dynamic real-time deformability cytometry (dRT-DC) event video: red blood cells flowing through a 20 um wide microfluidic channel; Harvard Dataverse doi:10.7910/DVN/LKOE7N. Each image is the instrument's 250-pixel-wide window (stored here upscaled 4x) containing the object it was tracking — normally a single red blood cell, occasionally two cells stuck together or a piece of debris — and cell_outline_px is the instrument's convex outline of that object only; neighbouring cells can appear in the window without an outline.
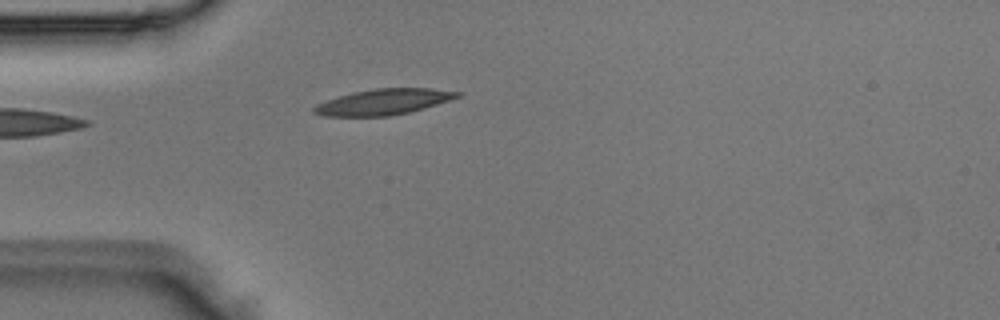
{"species": "Egyptian fruit bat (a non-hibernating species)", "species_latin": "Rousettus aegyptiacus", "temperature_condition": "room temperature", "stored_images_in_passage": 4, "camera_frame_rate_fps": 3000, "um_per_image_px": 0.085, "animal": {"sex": "male"}, "frame": {"image": 1, "passage_image": 4, "time_ms": 1.0, "image_size_px": [1000, 320], "cell_outline_px": [[464, 92], [460, 96], [424, 108], [408, 112], [388, 116], [324, 116], [312, 112], [312, 108], [316, 104], [352, 92], [376, 88], [432, 88]], "centroid_in_image_um": [32.6, 8.65], "position_along_channel_um": 52.4, "area_um2": 21.39}}